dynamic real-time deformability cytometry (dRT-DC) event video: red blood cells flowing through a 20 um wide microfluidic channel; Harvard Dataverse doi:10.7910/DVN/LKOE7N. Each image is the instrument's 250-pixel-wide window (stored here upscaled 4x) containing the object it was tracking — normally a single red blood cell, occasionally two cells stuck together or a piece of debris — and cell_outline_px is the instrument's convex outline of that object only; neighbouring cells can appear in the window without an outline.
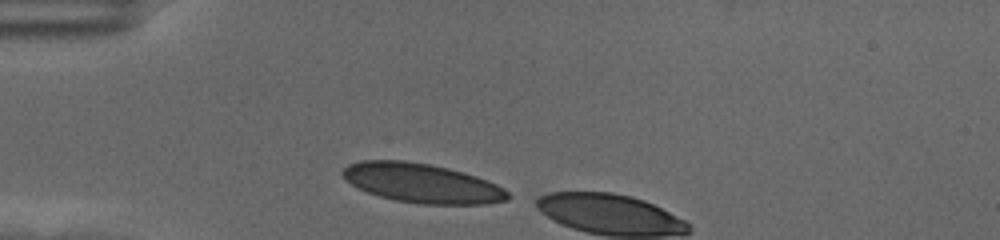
{"species": "human", "species_latin": "Homo sapiens", "temperature_condition": "cold", "stored_images_in_passage": 3, "camera_frame_rate_fps": 3000, "um_per_image_px": 0.085, "donor": {"sex": "female"}, "frame": {"image": 1, "passage_image": 1, "time_ms": 0.0, "image_size_px": [1000, 240], "cell_outline_px": [[512, 196], [508, 200], [488, 204], [424, 204], [396, 200], [380, 196], [368, 192], [352, 184], [340, 172], [348, 164], [360, 160], [404, 160], [428, 164], [448, 168], [464, 172], [488, 180], [504, 188]], "centroid_in_image_um": [35.91, 15.56], "position_along_channel_um": 49.1, "area_um2": 37.74}}